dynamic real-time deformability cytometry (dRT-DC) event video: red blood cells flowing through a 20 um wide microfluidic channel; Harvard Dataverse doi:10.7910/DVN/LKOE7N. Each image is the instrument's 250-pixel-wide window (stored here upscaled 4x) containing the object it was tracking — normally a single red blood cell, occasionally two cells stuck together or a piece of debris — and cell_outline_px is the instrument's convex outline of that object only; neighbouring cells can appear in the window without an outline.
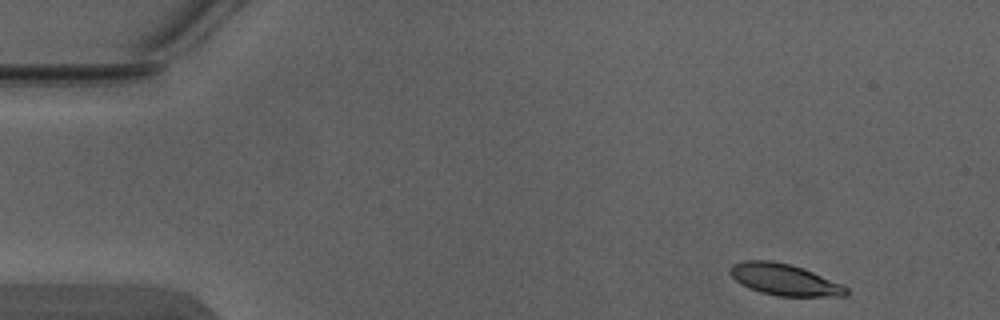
{"species": "Egyptian fruit bat (a non-hibernating species)", "species_latin": "Rousettus aegyptiacus", "temperature_condition": "warm", "stored_images_in_passage": 4, "camera_frame_rate_fps": 3000, "um_per_image_px": 0.085, "animal": {"sex": "male"}, "frame": {"image": 1, "passage_image": 1, "time_ms": 0.0, "image_size_px": [1000, 320], "cell_outline_px": [[848, 296], [776, 296], [760, 292], [748, 288], [740, 284], [728, 272], [732, 264], [744, 260], [772, 260], [804, 268], [840, 284], [848, 288]], "centroid_in_image_um": [66.64, 23.77], "position_along_channel_um": 18.4, "area_um2": 21.33}}
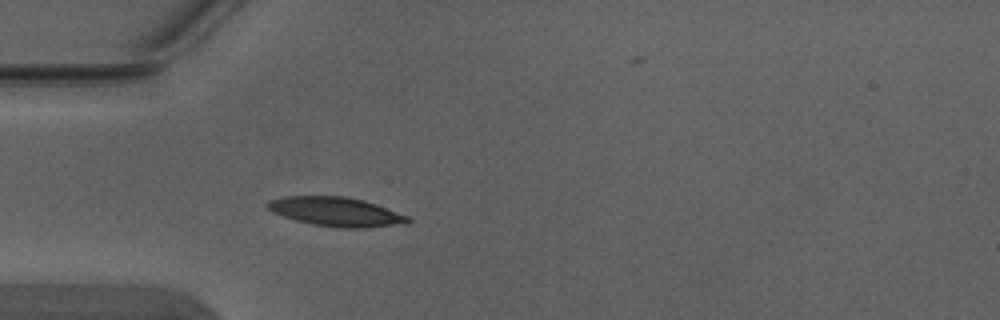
{"frame": {"image": 2, "passage_image": 4, "time_ms": 1.0, "image_size_px": [1000, 320], "cell_outline_px": [[412, 220], [408, 224], [368, 228], [340, 228], [312, 224], [296, 220], [272, 212], [264, 204], [268, 200], [280, 196], [344, 196], [364, 200], [376, 204], [408, 216]], "centroid_in_image_um": [28.57, 18.0], "position_along_channel_um": 56.4, "area_um2": 24.1}}